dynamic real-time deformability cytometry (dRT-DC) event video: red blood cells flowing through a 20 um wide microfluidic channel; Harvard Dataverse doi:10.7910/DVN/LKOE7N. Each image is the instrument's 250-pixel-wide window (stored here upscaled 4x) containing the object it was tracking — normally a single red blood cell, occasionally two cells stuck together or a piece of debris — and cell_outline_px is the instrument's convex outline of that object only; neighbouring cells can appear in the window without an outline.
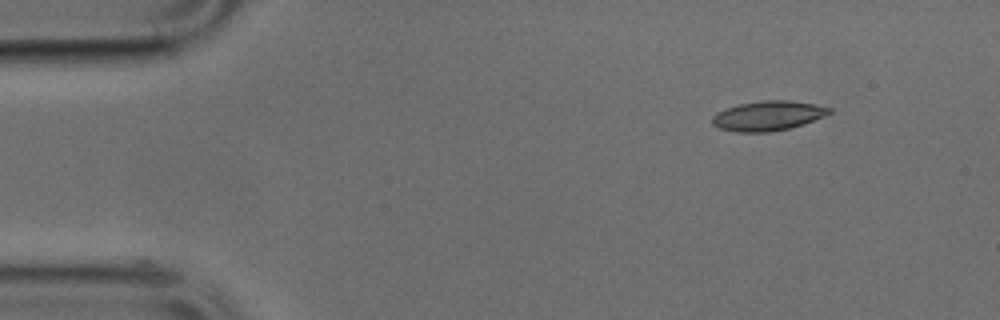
{"species": "common noctule bat (a hibernating species)", "species_latin": "Nyctalus noctula", "temperature_condition": "cold", "stored_images_in_passage": 14, "camera_frame_rate_fps": 3000, "um_per_image_px": 0.085, "animal": {"sex": "male", "body_mass_g": 17.9, "forearm_length_mm": 54.2}, "frame": {"image": 1, "passage_image": 1, "time_ms": 0.0, "image_size_px": [1000, 320], "cell_outline_px": [[832, 112], [824, 116], [804, 124], [788, 128], [768, 132], [736, 132], [720, 128], [712, 124], [712, 116], [716, 112], [740, 104], [764, 100], [788, 100], [816, 104], [832, 108]], "centroid_in_image_um": [65.29, 9.84], "position_along_channel_um": 19.7, "area_um2": 20.17}}
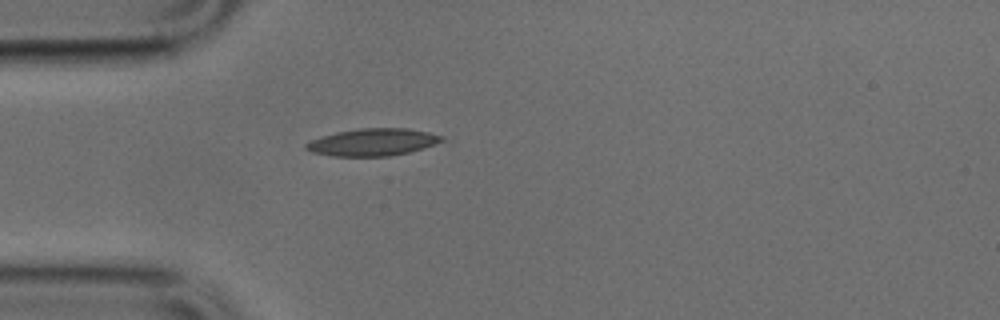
{"frame": {"image": 2, "passage_image": 9, "time_ms": 2.667, "image_size_px": [1000, 320], "cell_outline_px": [[444, 140], [408, 152], [388, 156], [332, 156], [312, 152], [304, 148], [304, 144], [308, 140], [336, 132], [360, 128], [408, 128], [428, 132], [444, 136]], "centroid_in_image_um": [31.61, 12.07], "position_along_channel_um": 53.4, "area_um2": 21.44}}